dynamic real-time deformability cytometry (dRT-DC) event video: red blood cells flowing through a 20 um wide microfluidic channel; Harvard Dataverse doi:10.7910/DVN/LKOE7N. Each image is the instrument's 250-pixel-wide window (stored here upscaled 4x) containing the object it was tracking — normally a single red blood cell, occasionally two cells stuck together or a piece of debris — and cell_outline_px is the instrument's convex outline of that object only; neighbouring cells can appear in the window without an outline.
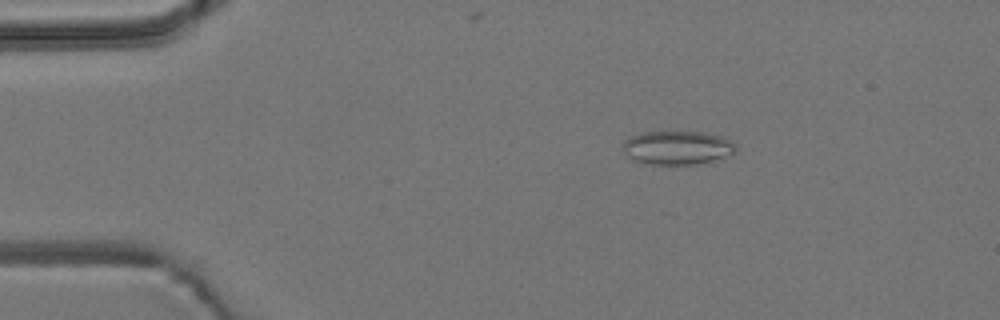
{"species": "common noctule bat (a hibernating species)", "species_latin": "Nyctalus noctula", "temperature_condition": "room temperature", "stored_images_in_passage": 49, "camera_frame_rate_fps": 3000, "um_per_image_px": 0.085, "animal": {"sex": "male", "body_mass_g": 19.2, "forearm_length_mm": 51.8}, "frame": {"image": 1, "passage_image": 6, "time_ms": 1.667, "image_size_px": [1000, 320], "cell_outline_px": [[736, 152], [712, 160], [696, 164], [644, 164], [632, 160], [624, 152], [624, 140], [640, 132], [704, 132], [720, 136], [736, 144]], "centroid_in_image_um": [57.54, 12.55], "position_along_channel_um": 27.5, "area_um2": 22.02}}
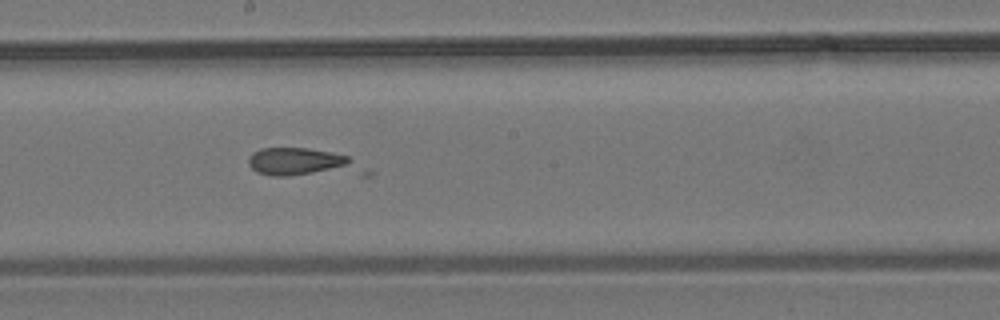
{"frame": {"image": 2, "passage_image": 26, "time_ms": 8.333, "image_size_px": [1000, 320], "cell_outline_px": [[348, 160], [344, 164], [312, 172], [288, 176], [272, 176], [256, 172], [248, 164], [248, 156], [252, 152], [260, 148], [308, 148], [332, 152], [348, 156]], "centroid_in_image_um": [24.91, 13.68], "position_along_channel_um": 223.3, "area_um2": 15.61}}
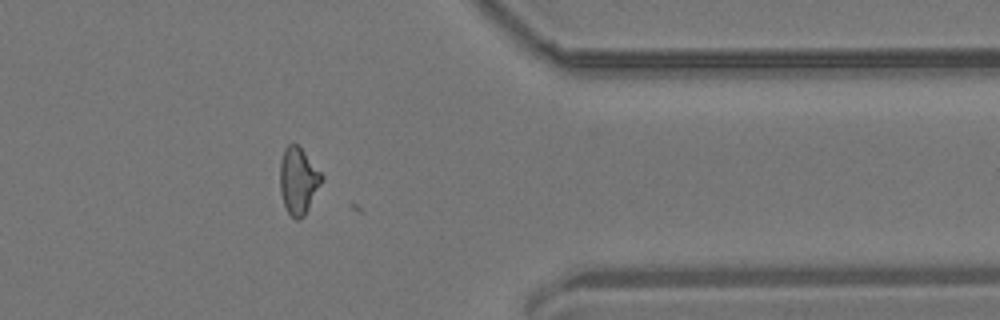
{"frame": {"image": 3, "passage_image": 40, "time_ms": 13.0, "image_size_px": [1000, 320], "cell_outline_px": [[324, 176], [304, 216], [300, 220], [296, 220], [288, 212], [284, 204], [280, 192], [280, 160], [284, 148], [288, 144], [296, 144], [304, 152]], "centroid_in_image_um": [25.33, 15.35], "position_along_channel_um": 386.1, "area_um2": 15.95}}